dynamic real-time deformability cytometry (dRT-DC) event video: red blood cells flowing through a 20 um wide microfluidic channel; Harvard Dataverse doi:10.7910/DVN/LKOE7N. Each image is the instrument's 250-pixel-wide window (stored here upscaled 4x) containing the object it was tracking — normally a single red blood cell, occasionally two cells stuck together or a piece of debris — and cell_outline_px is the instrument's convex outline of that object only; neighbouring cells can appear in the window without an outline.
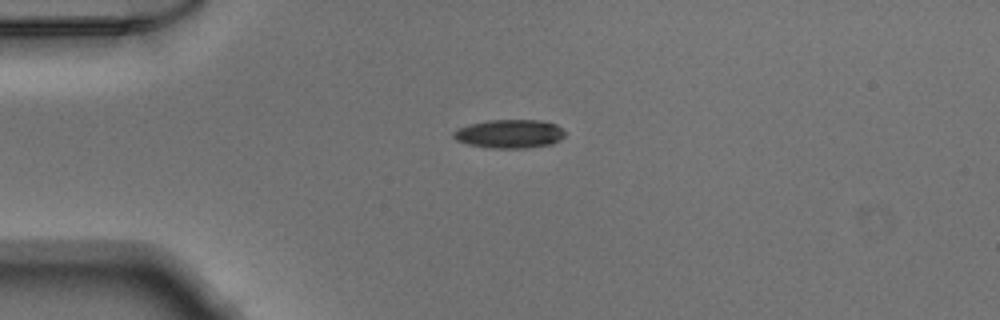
{"species": "Egyptian fruit bat (a non-hibernating species)", "species_latin": "Rousettus aegyptiacus", "temperature_condition": "warm", "stored_images_in_passage": 34, "camera_frame_rate_fps": 3000, "um_per_image_px": 0.085, "animal": {"sex": "male"}, "frame": {"image": 1, "passage_image": 1, "time_ms": 0.0, "image_size_px": [1000, 320], "cell_outline_px": [[564, 136], [560, 140], [552, 144], [528, 148], [488, 148], [468, 144], [456, 140], [452, 136], [452, 132], [456, 128], [468, 124], [488, 120], [544, 120], [556, 124], [564, 132]], "centroid_in_image_um": [43.28, 11.37], "position_along_channel_um": 41.7, "area_um2": 18.84}}
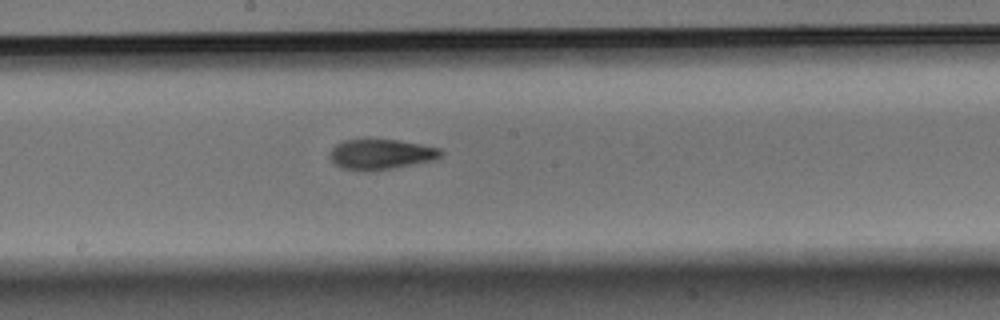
{"frame": {"image": 2, "passage_image": 16, "time_ms": 5.0, "image_size_px": [1000, 320], "cell_outline_px": [[444, 152], [440, 156], [432, 160], [396, 168], [372, 172], [368, 172], [344, 168], [332, 164], [328, 156], [332, 148], [336, 144], [344, 140], [396, 140], [420, 144], [440, 148]], "centroid_in_image_um": [32.34, 13.14], "position_along_channel_um": 215.9, "area_um2": 19.71}}
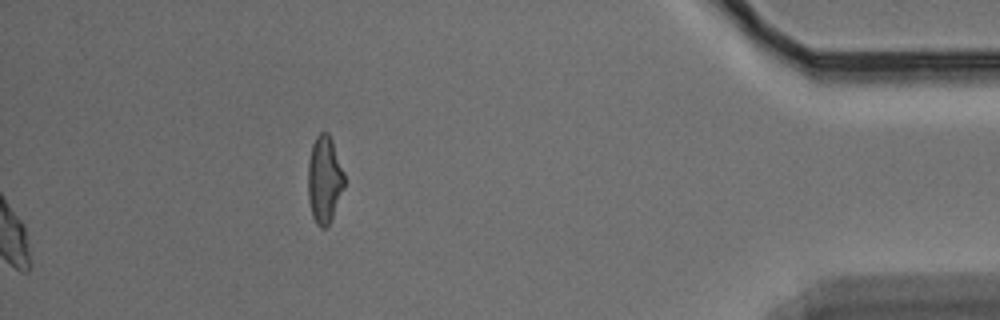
{"frame": {"image": 3, "passage_image": 34, "time_ms": 11.0, "image_size_px": [1000, 320], "cell_outline_px": [[344, 188], [328, 228], [320, 228], [316, 224], [312, 216], [308, 200], [308, 160], [312, 144], [316, 136], [320, 132], [328, 132], [332, 140], [344, 172]], "centroid_in_image_um": [27.56, 15.28], "position_along_channel_um": 407.6, "area_um2": 18.73}}